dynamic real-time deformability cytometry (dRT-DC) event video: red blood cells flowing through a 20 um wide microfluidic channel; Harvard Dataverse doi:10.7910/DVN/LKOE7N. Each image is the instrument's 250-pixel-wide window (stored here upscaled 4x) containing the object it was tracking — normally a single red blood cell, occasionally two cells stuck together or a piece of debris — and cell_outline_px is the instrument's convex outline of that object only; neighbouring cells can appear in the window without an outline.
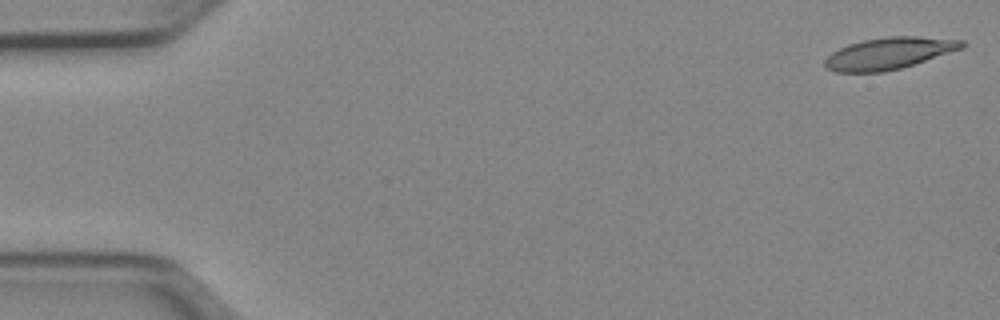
{"species": "Egyptian fruit bat (a non-hibernating species)", "species_latin": "Rousettus aegyptiacus", "temperature_condition": "cold", "stored_images_in_passage": 51, "camera_frame_rate_fps": 3000, "um_per_image_px": 0.085, "animal": {"sex": "female"}, "frame": {"image": 1, "passage_image": 1, "time_ms": 0.0, "image_size_px": [1000, 320], "cell_outline_px": [[968, 44], [964, 48], [900, 68], [884, 72], [836, 72], [828, 68], [824, 64], [824, 60], [832, 52], [848, 44], [864, 40], [888, 36], [916, 36], [964, 40]], "centroid_in_image_um": [75.59, 4.52], "position_along_channel_um": 9.4, "area_um2": 25.26}}
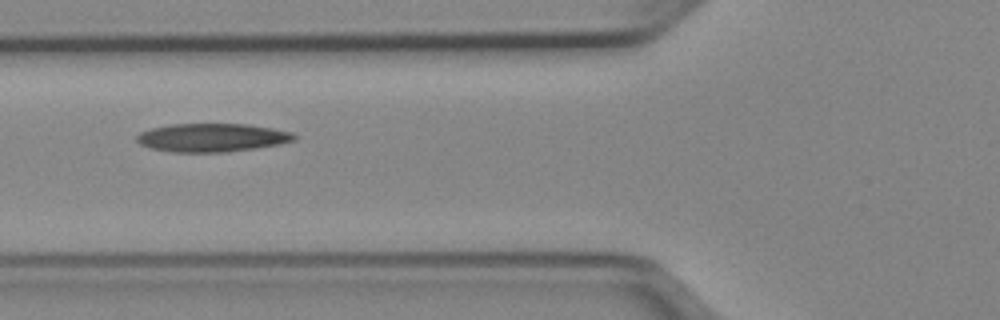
{"frame": {"image": 2, "passage_image": 19, "time_ms": 6.0, "image_size_px": [1000, 320], "cell_outline_px": [[296, 140], [280, 144], [256, 148], [228, 152], [172, 152], [148, 148], [140, 144], [136, 140], [136, 136], [140, 132], [152, 128], [172, 124], [248, 124], [272, 128], [292, 132], [296, 136]], "centroid_in_image_um": [18.02, 11.7], "position_along_channel_um": 107.8, "area_um2": 26.18}}
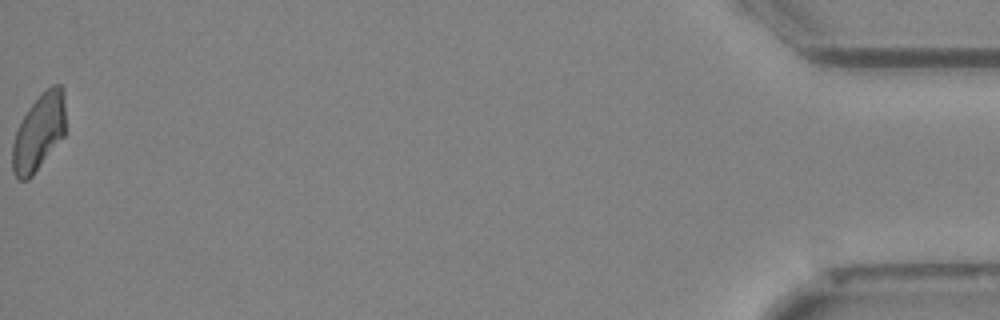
{"frame": {"image": 3, "passage_image": 51, "time_ms": 16.667, "image_size_px": [1000, 320], "cell_outline_px": [[64, 136], [32, 176], [28, 180], [20, 180], [12, 172], [12, 144], [20, 120], [32, 104], [52, 84], [60, 84], [64, 88]], "centroid_in_image_um": [3.29, 11.26], "position_along_channel_um": 431.9, "area_um2": 23.52}, "authors_computed_cell_mechanics": {"area_um2": 25.3742, "velocity_mm_per_s": 3.9696, "shape_relaxation_time_tau1_ms": null, "shape_relaxation_time_tau2_ms": 5.2167, "deformation_change_tau1": null, "deformation_change_tau2": 0.1416}}